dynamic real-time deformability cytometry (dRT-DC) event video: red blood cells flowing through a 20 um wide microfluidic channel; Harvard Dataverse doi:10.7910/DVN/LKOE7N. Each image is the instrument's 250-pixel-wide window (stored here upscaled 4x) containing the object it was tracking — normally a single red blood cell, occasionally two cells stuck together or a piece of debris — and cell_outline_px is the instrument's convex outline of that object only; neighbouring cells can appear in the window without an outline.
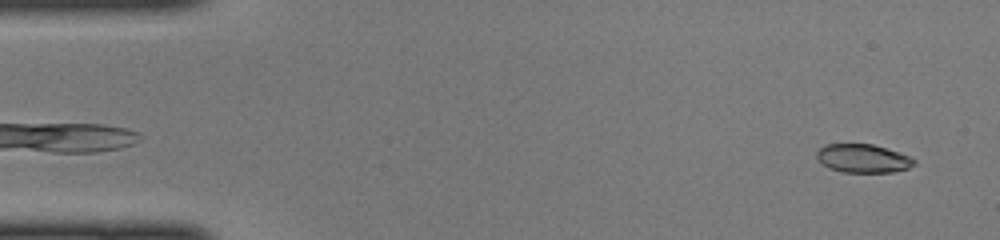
{"species": "common noctule bat (a hibernating species)", "species_latin": "Nyctalus noctula", "temperature_condition": "cold", "stored_images_in_passage": 46, "camera_frame_rate_fps": 3000, "um_per_image_px": 0.085, "animal": {"sex": "female", "body_mass_g": 22.0, "forearm_length_mm": 56.7}, "frame": {"image": 1, "passage_image": 2, "time_ms": 0.333, "image_size_px": [1000, 240], "cell_outline_px": [[916, 164], [908, 168], [892, 172], [840, 172], [828, 168], [816, 156], [816, 152], [824, 144], [872, 144], [908, 156], [916, 160]], "centroid_in_image_um": [73.33, 13.47], "position_along_channel_um": 11.7, "area_um2": 16.01}}
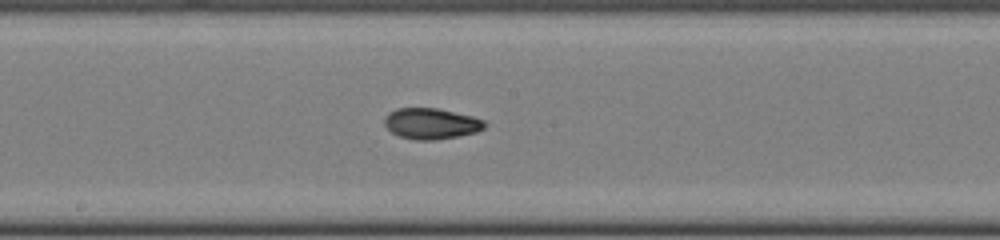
{"frame": {"image": 2, "passage_image": 24, "time_ms": 7.667, "image_size_px": [1000, 240], "cell_outline_px": [[488, 124], [484, 128], [476, 132], [436, 140], [416, 140], [400, 136], [392, 132], [384, 124], [384, 116], [388, 112], [396, 108], [436, 108], [472, 116], [484, 120]], "centroid_in_image_um": [36.64, 10.5], "position_along_channel_um": 211.6, "area_um2": 18.03}}
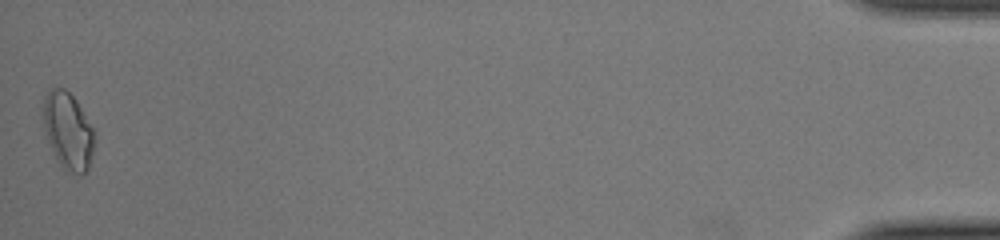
{"frame": {"image": 3, "passage_image": 46, "time_ms": 15.0, "image_size_px": [1000, 240], "cell_outline_px": [[96, 132], [92, 152], [88, 168], [80, 176], [64, 168], [60, 164], [48, 140], [44, 128], [44, 96], [52, 88], [64, 88], [76, 100]], "centroid_in_image_um": [5.81, 11.11], "position_along_channel_um": 429.4, "area_um2": 22.54}}